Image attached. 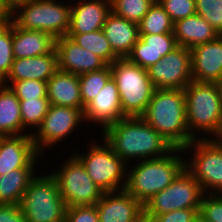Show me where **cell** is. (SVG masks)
I'll return each instance as SVG.
<instances>
[{"label":"cell","mask_w":222,"mask_h":222,"mask_svg":"<svg viewBox=\"0 0 222 222\" xmlns=\"http://www.w3.org/2000/svg\"><path fill=\"white\" fill-rule=\"evenodd\" d=\"M199 209H179L158 216H144L150 222H193Z\"/></svg>","instance_id":"f35d334b"},{"label":"cell","mask_w":222,"mask_h":222,"mask_svg":"<svg viewBox=\"0 0 222 222\" xmlns=\"http://www.w3.org/2000/svg\"><path fill=\"white\" fill-rule=\"evenodd\" d=\"M55 50L60 71L80 75L103 69L108 65L99 56L83 49L67 36L56 39Z\"/></svg>","instance_id":"e0dca14e"},{"label":"cell","mask_w":222,"mask_h":222,"mask_svg":"<svg viewBox=\"0 0 222 222\" xmlns=\"http://www.w3.org/2000/svg\"><path fill=\"white\" fill-rule=\"evenodd\" d=\"M0 135H22L20 100L9 86L0 83Z\"/></svg>","instance_id":"4316f807"},{"label":"cell","mask_w":222,"mask_h":222,"mask_svg":"<svg viewBox=\"0 0 222 222\" xmlns=\"http://www.w3.org/2000/svg\"><path fill=\"white\" fill-rule=\"evenodd\" d=\"M198 214L208 222H222V194H204Z\"/></svg>","instance_id":"8d00e7d4"},{"label":"cell","mask_w":222,"mask_h":222,"mask_svg":"<svg viewBox=\"0 0 222 222\" xmlns=\"http://www.w3.org/2000/svg\"><path fill=\"white\" fill-rule=\"evenodd\" d=\"M18 99H37L47 97V82L40 80L13 81L8 85Z\"/></svg>","instance_id":"e575fe53"},{"label":"cell","mask_w":222,"mask_h":222,"mask_svg":"<svg viewBox=\"0 0 222 222\" xmlns=\"http://www.w3.org/2000/svg\"><path fill=\"white\" fill-rule=\"evenodd\" d=\"M173 35L177 45L189 49L215 40L219 35L200 15H193L174 23Z\"/></svg>","instance_id":"d4e9b609"},{"label":"cell","mask_w":222,"mask_h":222,"mask_svg":"<svg viewBox=\"0 0 222 222\" xmlns=\"http://www.w3.org/2000/svg\"><path fill=\"white\" fill-rule=\"evenodd\" d=\"M24 1L28 0H4V2L9 6V8L12 10L16 5L23 3Z\"/></svg>","instance_id":"b9f144b4"},{"label":"cell","mask_w":222,"mask_h":222,"mask_svg":"<svg viewBox=\"0 0 222 222\" xmlns=\"http://www.w3.org/2000/svg\"><path fill=\"white\" fill-rule=\"evenodd\" d=\"M185 159L183 149L173 148L165 156L129 163L125 190L144 205L173 182L185 168Z\"/></svg>","instance_id":"3957f363"},{"label":"cell","mask_w":222,"mask_h":222,"mask_svg":"<svg viewBox=\"0 0 222 222\" xmlns=\"http://www.w3.org/2000/svg\"><path fill=\"white\" fill-rule=\"evenodd\" d=\"M177 46L173 33L139 34V39L127 59L147 70Z\"/></svg>","instance_id":"44dd1931"},{"label":"cell","mask_w":222,"mask_h":222,"mask_svg":"<svg viewBox=\"0 0 222 222\" xmlns=\"http://www.w3.org/2000/svg\"><path fill=\"white\" fill-rule=\"evenodd\" d=\"M37 174L29 183L19 204L27 222H64L66 204L56 179ZM43 175V176H42Z\"/></svg>","instance_id":"52a82bcc"},{"label":"cell","mask_w":222,"mask_h":222,"mask_svg":"<svg viewBox=\"0 0 222 222\" xmlns=\"http://www.w3.org/2000/svg\"><path fill=\"white\" fill-rule=\"evenodd\" d=\"M173 23L196 14L195 0H157Z\"/></svg>","instance_id":"d590c367"},{"label":"cell","mask_w":222,"mask_h":222,"mask_svg":"<svg viewBox=\"0 0 222 222\" xmlns=\"http://www.w3.org/2000/svg\"><path fill=\"white\" fill-rule=\"evenodd\" d=\"M51 175L56 179L66 207L95 205L104 191L88 176L82 163L73 155Z\"/></svg>","instance_id":"30bf717a"},{"label":"cell","mask_w":222,"mask_h":222,"mask_svg":"<svg viewBox=\"0 0 222 222\" xmlns=\"http://www.w3.org/2000/svg\"><path fill=\"white\" fill-rule=\"evenodd\" d=\"M183 90L190 135L194 139H219L222 135V98L217 83L192 80Z\"/></svg>","instance_id":"277c9868"},{"label":"cell","mask_w":222,"mask_h":222,"mask_svg":"<svg viewBox=\"0 0 222 222\" xmlns=\"http://www.w3.org/2000/svg\"><path fill=\"white\" fill-rule=\"evenodd\" d=\"M99 222H141L144 205L125 189L104 192L95 204Z\"/></svg>","instance_id":"9a60e30c"},{"label":"cell","mask_w":222,"mask_h":222,"mask_svg":"<svg viewBox=\"0 0 222 222\" xmlns=\"http://www.w3.org/2000/svg\"><path fill=\"white\" fill-rule=\"evenodd\" d=\"M141 222H150L149 220L143 219Z\"/></svg>","instance_id":"f6af8a7d"},{"label":"cell","mask_w":222,"mask_h":222,"mask_svg":"<svg viewBox=\"0 0 222 222\" xmlns=\"http://www.w3.org/2000/svg\"><path fill=\"white\" fill-rule=\"evenodd\" d=\"M84 122L92 123L104 131L109 125L127 117L121 108L116 82L111 77L100 92L84 108Z\"/></svg>","instance_id":"5bb4252c"},{"label":"cell","mask_w":222,"mask_h":222,"mask_svg":"<svg viewBox=\"0 0 222 222\" xmlns=\"http://www.w3.org/2000/svg\"><path fill=\"white\" fill-rule=\"evenodd\" d=\"M196 14L203 17L222 36V0H195Z\"/></svg>","instance_id":"836d02e7"},{"label":"cell","mask_w":222,"mask_h":222,"mask_svg":"<svg viewBox=\"0 0 222 222\" xmlns=\"http://www.w3.org/2000/svg\"><path fill=\"white\" fill-rule=\"evenodd\" d=\"M14 61L12 49V21L0 23V83L8 75Z\"/></svg>","instance_id":"d6a6232c"},{"label":"cell","mask_w":222,"mask_h":222,"mask_svg":"<svg viewBox=\"0 0 222 222\" xmlns=\"http://www.w3.org/2000/svg\"><path fill=\"white\" fill-rule=\"evenodd\" d=\"M174 23L157 0L138 23L139 34L173 33Z\"/></svg>","instance_id":"f1b7e54d"},{"label":"cell","mask_w":222,"mask_h":222,"mask_svg":"<svg viewBox=\"0 0 222 222\" xmlns=\"http://www.w3.org/2000/svg\"><path fill=\"white\" fill-rule=\"evenodd\" d=\"M101 134L127 165L136 160L165 156L173 149L141 116L124 117L109 125Z\"/></svg>","instance_id":"6da1fadb"},{"label":"cell","mask_w":222,"mask_h":222,"mask_svg":"<svg viewBox=\"0 0 222 222\" xmlns=\"http://www.w3.org/2000/svg\"><path fill=\"white\" fill-rule=\"evenodd\" d=\"M58 70L57 52L36 57L14 59L10 71L1 82L8 86L13 81L40 80L47 82Z\"/></svg>","instance_id":"ffe728a7"},{"label":"cell","mask_w":222,"mask_h":222,"mask_svg":"<svg viewBox=\"0 0 222 222\" xmlns=\"http://www.w3.org/2000/svg\"><path fill=\"white\" fill-rule=\"evenodd\" d=\"M110 78V65L97 71L86 72L79 75L81 99L84 107L95 98Z\"/></svg>","instance_id":"4dcf8cb0"},{"label":"cell","mask_w":222,"mask_h":222,"mask_svg":"<svg viewBox=\"0 0 222 222\" xmlns=\"http://www.w3.org/2000/svg\"><path fill=\"white\" fill-rule=\"evenodd\" d=\"M64 222H99L96 206L67 207Z\"/></svg>","instance_id":"74e56055"},{"label":"cell","mask_w":222,"mask_h":222,"mask_svg":"<svg viewBox=\"0 0 222 222\" xmlns=\"http://www.w3.org/2000/svg\"><path fill=\"white\" fill-rule=\"evenodd\" d=\"M202 187L184 168L173 182L144 204V216H158L179 209H200Z\"/></svg>","instance_id":"8fae6325"},{"label":"cell","mask_w":222,"mask_h":222,"mask_svg":"<svg viewBox=\"0 0 222 222\" xmlns=\"http://www.w3.org/2000/svg\"><path fill=\"white\" fill-rule=\"evenodd\" d=\"M11 20V9L4 2L0 0V23L9 22Z\"/></svg>","instance_id":"60d3db41"},{"label":"cell","mask_w":222,"mask_h":222,"mask_svg":"<svg viewBox=\"0 0 222 222\" xmlns=\"http://www.w3.org/2000/svg\"><path fill=\"white\" fill-rule=\"evenodd\" d=\"M113 52L119 58H127L139 39L138 24L120 17L112 11L102 28Z\"/></svg>","instance_id":"7402d4cb"},{"label":"cell","mask_w":222,"mask_h":222,"mask_svg":"<svg viewBox=\"0 0 222 222\" xmlns=\"http://www.w3.org/2000/svg\"><path fill=\"white\" fill-rule=\"evenodd\" d=\"M41 155L31 135L2 136L0 138V175L25 167H35Z\"/></svg>","instance_id":"2e32d148"},{"label":"cell","mask_w":222,"mask_h":222,"mask_svg":"<svg viewBox=\"0 0 222 222\" xmlns=\"http://www.w3.org/2000/svg\"><path fill=\"white\" fill-rule=\"evenodd\" d=\"M147 71L155 89L183 90L192 81L191 49L178 45Z\"/></svg>","instance_id":"4fadbf2b"},{"label":"cell","mask_w":222,"mask_h":222,"mask_svg":"<svg viewBox=\"0 0 222 222\" xmlns=\"http://www.w3.org/2000/svg\"><path fill=\"white\" fill-rule=\"evenodd\" d=\"M47 97L52 105L72 107L84 111L79 75L58 69L47 81Z\"/></svg>","instance_id":"cb8c5ba5"},{"label":"cell","mask_w":222,"mask_h":222,"mask_svg":"<svg viewBox=\"0 0 222 222\" xmlns=\"http://www.w3.org/2000/svg\"><path fill=\"white\" fill-rule=\"evenodd\" d=\"M70 18L71 3L66 0H28L11 10V21L17 27L45 31L55 39L67 35Z\"/></svg>","instance_id":"5b68a950"},{"label":"cell","mask_w":222,"mask_h":222,"mask_svg":"<svg viewBox=\"0 0 222 222\" xmlns=\"http://www.w3.org/2000/svg\"><path fill=\"white\" fill-rule=\"evenodd\" d=\"M66 36L83 49H87L99 56L108 65L119 59V57L113 52L102 29L82 34H67Z\"/></svg>","instance_id":"83f0119b"},{"label":"cell","mask_w":222,"mask_h":222,"mask_svg":"<svg viewBox=\"0 0 222 222\" xmlns=\"http://www.w3.org/2000/svg\"><path fill=\"white\" fill-rule=\"evenodd\" d=\"M185 168L199 182L204 194H222V141L194 139L183 148ZM189 159H188V158Z\"/></svg>","instance_id":"9c48e42d"},{"label":"cell","mask_w":222,"mask_h":222,"mask_svg":"<svg viewBox=\"0 0 222 222\" xmlns=\"http://www.w3.org/2000/svg\"><path fill=\"white\" fill-rule=\"evenodd\" d=\"M103 143L94 139L89 141L87 152H78L74 156L82 163L88 176L104 192L123 190L127 182V164L113 151L103 138ZM91 142V143H90ZM77 151V152H76ZM77 153V154H76Z\"/></svg>","instance_id":"ba28073f"},{"label":"cell","mask_w":222,"mask_h":222,"mask_svg":"<svg viewBox=\"0 0 222 222\" xmlns=\"http://www.w3.org/2000/svg\"><path fill=\"white\" fill-rule=\"evenodd\" d=\"M19 100L20 113L22 118V135H31L35 130L34 128L37 129V127L41 124L42 119L47 114L50 106L49 99L37 98ZM28 129H31V131L29 132Z\"/></svg>","instance_id":"f546056e"},{"label":"cell","mask_w":222,"mask_h":222,"mask_svg":"<svg viewBox=\"0 0 222 222\" xmlns=\"http://www.w3.org/2000/svg\"><path fill=\"white\" fill-rule=\"evenodd\" d=\"M110 12V0L73 1L67 34H82L101 30Z\"/></svg>","instance_id":"d6986e66"},{"label":"cell","mask_w":222,"mask_h":222,"mask_svg":"<svg viewBox=\"0 0 222 222\" xmlns=\"http://www.w3.org/2000/svg\"><path fill=\"white\" fill-rule=\"evenodd\" d=\"M37 167H25L0 175V204L19 205ZM36 172V174H35Z\"/></svg>","instance_id":"484cf974"},{"label":"cell","mask_w":222,"mask_h":222,"mask_svg":"<svg viewBox=\"0 0 222 222\" xmlns=\"http://www.w3.org/2000/svg\"><path fill=\"white\" fill-rule=\"evenodd\" d=\"M83 123L84 115L80 109L50 104L41 124L31 134L36 150L44 155L45 149L60 146L59 142L69 139Z\"/></svg>","instance_id":"7c38bea8"},{"label":"cell","mask_w":222,"mask_h":222,"mask_svg":"<svg viewBox=\"0 0 222 222\" xmlns=\"http://www.w3.org/2000/svg\"><path fill=\"white\" fill-rule=\"evenodd\" d=\"M193 222H208V221H206L201 215L198 214V215L194 218Z\"/></svg>","instance_id":"7bdbcfd3"},{"label":"cell","mask_w":222,"mask_h":222,"mask_svg":"<svg viewBox=\"0 0 222 222\" xmlns=\"http://www.w3.org/2000/svg\"><path fill=\"white\" fill-rule=\"evenodd\" d=\"M192 80L216 83L222 77V36L191 49Z\"/></svg>","instance_id":"ac0fdd59"},{"label":"cell","mask_w":222,"mask_h":222,"mask_svg":"<svg viewBox=\"0 0 222 222\" xmlns=\"http://www.w3.org/2000/svg\"><path fill=\"white\" fill-rule=\"evenodd\" d=\"M0 222H27L19 205L0 204Z\"/></svg>","instance_id":"ab89813d"},{"label":"cell","mask_w":222,"mask_h":222,"mask_svg":"<svg viewBox=\"0 0 222 222\" xmlns=\"http://www.w3.org/2000/svg\"><path fill=\"white\" fill-rule=\"evenodd\" d=\"M111 77L116 82L121 108L127 117L141 116L149 104L155 90L148 71L131 63L127 58H119L110 64Z\"/></svg>","instance_id":"8992f818"},{"label":"cell","mask_w":222,"mask_h":222,"mask_svg":"<svg viewBox=\"0 0 222 222\" xmlns=\"http://www.w3.org/2000/svg\"><path fill=\"white\" fill-rule=\"evenodd\" d=\"M217 85H218V89H219V92H220V96L222 98V77L216 82Z\"/></svg>","instance_id":"ee69618b"},{"label":"cell","mask_w":222,"mask_h":222,"mask_svg":"<svg viewBox=\"0 0 222 222\" xmlns=\"http://www.w3.org/2000/svg\"><path fill=\"white\" fill-rule=\"evenodd\" d=\"M56 39L45 31L26 30L12 22V49L14 59L49 54L55 49Z\"/></svg>","instance_id":"603a6c76"},{"label":"cell","mask_w":222,"mask_h":222,"mask_svg":"<svg viewBox=\"0 0 222 222\" xmlns=\"http://www.w3.org/2000/svg\"><path fill=\"white\" fill-rule=\"evenodd\" d=\"M184 90L155 89L141 117L173 148L183 149L194 138L188 131Z\"/></svg>","instance_id":"7a4b0ae2"},{"label":"cell","mask_w":222,"mask_h":222,"mask_svg":"<svg viewBox=\"0 0 222 222\" xmlns=\"http://www.w3.org/2000/svg\"><path fill=\"white\" fill-rule=\"evenodd\" d=\"M110 2L113 13L138 24L155 0H110Z\"/></svg>","instance_id":"1f68e13d"}]
</instances>
